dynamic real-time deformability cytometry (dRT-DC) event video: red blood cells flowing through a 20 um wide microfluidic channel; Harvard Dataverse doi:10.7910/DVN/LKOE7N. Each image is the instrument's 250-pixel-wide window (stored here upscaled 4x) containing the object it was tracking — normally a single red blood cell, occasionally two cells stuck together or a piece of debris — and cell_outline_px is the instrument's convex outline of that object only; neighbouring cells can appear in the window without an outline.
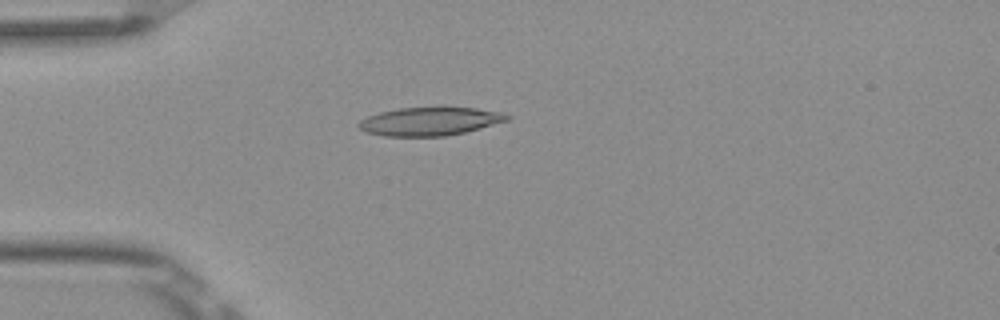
{"species": "Egyptian fruit bat (a non-hibernating species)", "species_latin": "Rousettus aegyptiacus", "temperature_condition": "room temperature", "stored_images_in_passage": 5, "camera_frame_rate_fps": 3000, "um_per_image_px": 0.085, "frame": {"image": 1, "passage_image": 4, "time_ms": 1.0, "image_size_px": [1000, 320], "cell_outline_px": [[512, 116], [508, 120], [464, 132], [444, 136], [384, 136], [368, 132], [360, 128], [356, 124], [360, 120], [368, 116], [380, 112], [400, 108], [444, 104], [476, 108], [504, 112]], "centroid_in_image_um": [36.58, 10.26], "position_along_channel_um": 48.4, "area_um2": 25.26}}